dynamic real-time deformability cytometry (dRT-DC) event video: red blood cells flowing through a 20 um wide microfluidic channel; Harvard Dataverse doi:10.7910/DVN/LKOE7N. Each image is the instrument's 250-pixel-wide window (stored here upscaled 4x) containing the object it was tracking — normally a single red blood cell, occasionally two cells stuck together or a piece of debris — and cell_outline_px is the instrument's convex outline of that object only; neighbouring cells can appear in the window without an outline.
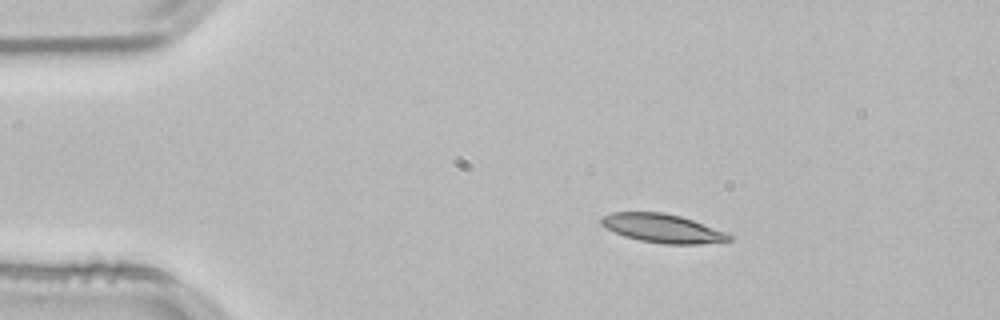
{"species": "common noctule bat (a hibernating species)", "species_latin": "Nyctalus noctula", "temperature_condition": "room temperature", "stored_images_in_passage": 45, "camera_frame_rate_fps": 3000, "um_per_image_px": 0.085, "animal": {"sex": "male", "body_mass_g": 21.5, "forearm_length_mm": 52.0}, "frame": {"image": 1, "passage_image": 1, "time_ms": 0.0, "image_size_px": [1000, 320], "cell_outline_px": [[732, 240], [700, 244], [664, 244], [640, 240], [624, 236], [600, 224], [600, 216], [612, 212], [664, 212], [680, 216], [692, 220], [724, 232], [732, 236]], "centroid_in_image_um": [56.27, 19.4], "position_along_channel_um": 28.7, "area_um2": 21.15}}
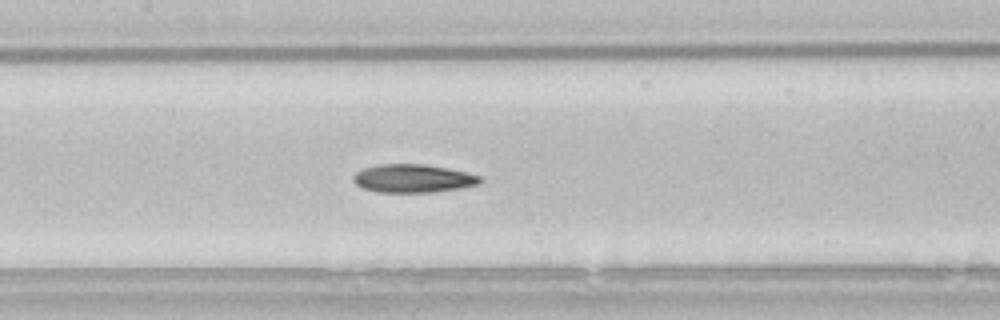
{"frame": {"image": 2, "passage_image": 17, "time_ms": 5.333, "image_size_px": [1000, 320], "cell_outline_px": [[484, 180], [480, 184], [460, 188], [432, 192], [376, 192], [364, 188], [356, 184], [352, 180], [352, 176], [356, 172], [364, 168], [380, 164], [424, 164], [448, 168], [480, 176]], "centroid_in_image_um": [35.11, 15.17], "position_along_channel_um": 172.3, "area_um2": 20.87}}
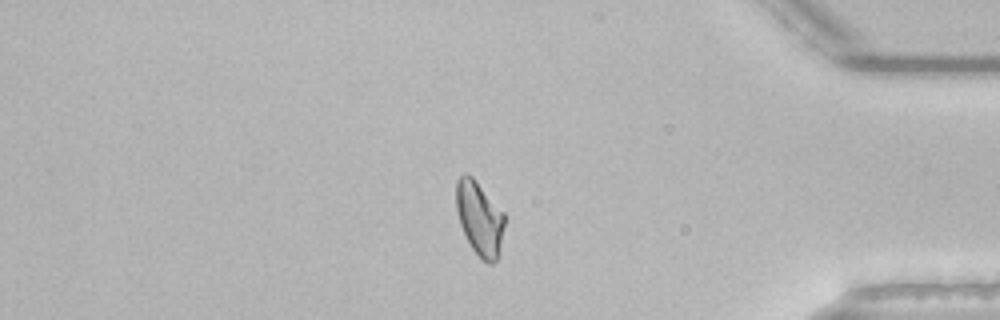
{"frame": {"image": 3, "passage_image": 37, "time_ms": 12.0, "image_size_px": [1000, 320], "cell_outline_px": [[504, 224], [496, 260], [492, 264], [488, 264], [480, 260], [472, 248], [460, 224], [456, 212], [456, 180], [464, 172], [468, 172], [476, 180], [504, 212]], "centroid_in_image_um": [40.73, 18.52], "position_along_channel_um": 394.5, "area_um2": 20.81}, "authors_computed_cell_mechanics": {"area_um2": 21.097, "velocity_mm_per_s": 3.7903, "shape_relaxation_time_tau1_ms": null, "shape_relaxation_time_tau2_ms": 4.4384, "deformation_change_tau1": null, "deformation_change_tau2": 0.1144}}